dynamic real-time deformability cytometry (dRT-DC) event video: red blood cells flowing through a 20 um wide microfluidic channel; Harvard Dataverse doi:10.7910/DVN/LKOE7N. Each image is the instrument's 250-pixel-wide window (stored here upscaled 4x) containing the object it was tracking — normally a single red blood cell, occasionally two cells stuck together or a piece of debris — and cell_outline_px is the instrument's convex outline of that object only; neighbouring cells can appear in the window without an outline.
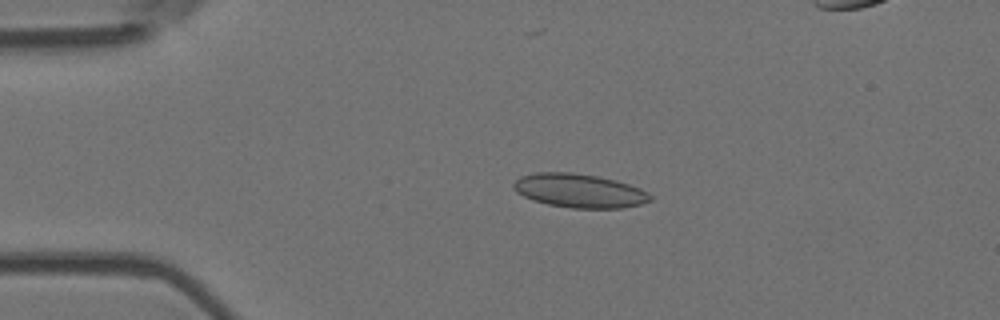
{"species": "Egyptian fruit bat (a non-hibernating species)", "species_latin": "Rousettus aegyptiacus", "temperature_condition": "room temperature", "stored_images_in_passage": 6, "camera_frame_rate_fps": 3000, "um_per_image_px": 0.085, "animal": {"sex": "female"}, "frame": {"image": 1, "passage_image": 4, "time_ms": 1.0, "image_size_px": [1000, 320], "cell_outline_px": [[652, 200], [640, 204], [624, 208], [572, 208], [548, 204], [532, 200], [516, 192], [512, 188], [512, 184], [520, 176], [536, 172], [572, 172], [596, 176], [616, 180], [640, 188], [652, 196]], "centroid_in_image_um": [49.22, 16.21], "position_along_channel_um": 35.8, "area_um2": 26.99}}
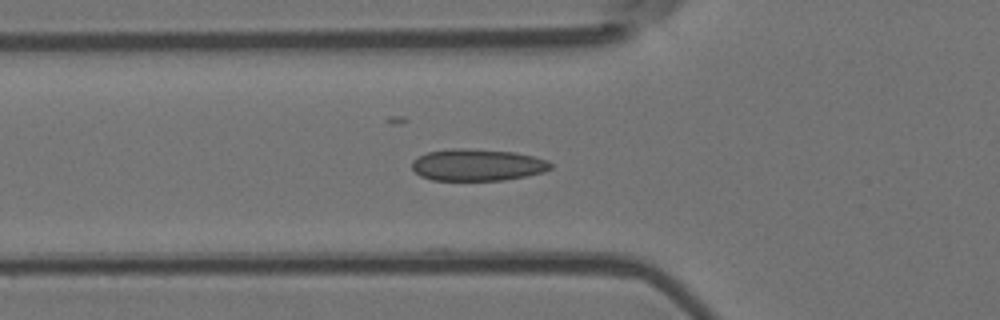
{"frame": {"image": 2, "passage_image": 6, "time_ms": 1.667, "image_size_px": [1000, 320], "cell_outline_px": [[552, 168], [544, 172], [528, 176], [504, 180], [432, 180], [420, 176], [412, 168], [412, 160], [428, 152], [452, 148], [464, 148], [516, 152], [548, 160], [552, 164]], "centroid_in_image_um": [40.6, 14.02], "position_along_channel_um": 85.2, "area_um2": 25.84}}